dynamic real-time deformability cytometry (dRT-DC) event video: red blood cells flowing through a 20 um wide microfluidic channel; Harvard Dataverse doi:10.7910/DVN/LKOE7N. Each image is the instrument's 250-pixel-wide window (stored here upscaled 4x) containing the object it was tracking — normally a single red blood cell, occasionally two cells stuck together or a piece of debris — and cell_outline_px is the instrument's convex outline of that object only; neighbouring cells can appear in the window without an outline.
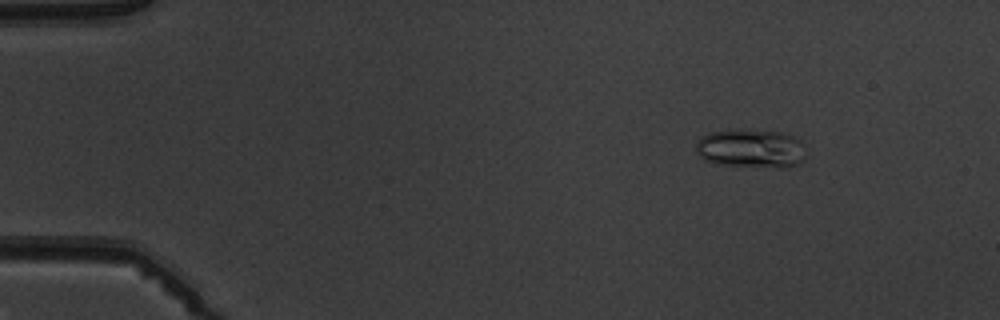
{"species": "common noctule bat (a hibernating species)", "species_latin": "Nyctalus noctula", "temperature_condition": "warm", "stored_images_in_passage": 6, "camera_frame_rate_fps": 3000, "um_per_image_px": 0.085, "animal": {"sex": "male", "body_mass_g": 19.5, "forearm_length_mm": 54.6}, "frame": {"image": 1, "passage_image": 2, "time_ms": 2.0, "image_size_px": [1000, 320], "cell_outline_px": [[804, 160], [788, 168], [780, 168], [716, 164], [704, 160], [696, 152], [696, 144], [700, 136], [708, 132], [780, 132], [792, 136], [800, 140], [804, 144]], "centroid_in_image_um": [63.84, 12.67], "position_along_channel_um": 21.2, "area_um2": 24.33}}
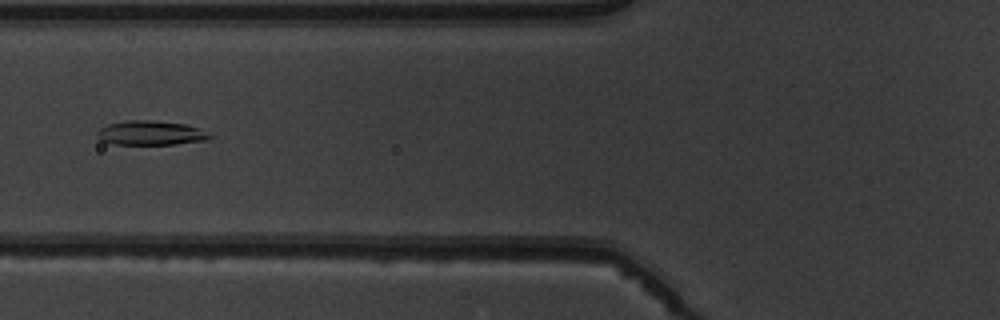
{"frame": {"image": 2, "passage_image": 6, "time_ms": 6.667, "image_size_px": [1000, 320], "cell_outline_px": [[212, 136], [208, 140], [176, 144], [116, 144], [100, 140], [96, 136], [96, 132], [100, 128], [108, 124], [128, 120], [148, 120], [184, 124], [196, 128]], "centroid_in_image_um": [12.75, 11.31], "position_along_channel_um": 113.0, "area_um2": 15.72}}